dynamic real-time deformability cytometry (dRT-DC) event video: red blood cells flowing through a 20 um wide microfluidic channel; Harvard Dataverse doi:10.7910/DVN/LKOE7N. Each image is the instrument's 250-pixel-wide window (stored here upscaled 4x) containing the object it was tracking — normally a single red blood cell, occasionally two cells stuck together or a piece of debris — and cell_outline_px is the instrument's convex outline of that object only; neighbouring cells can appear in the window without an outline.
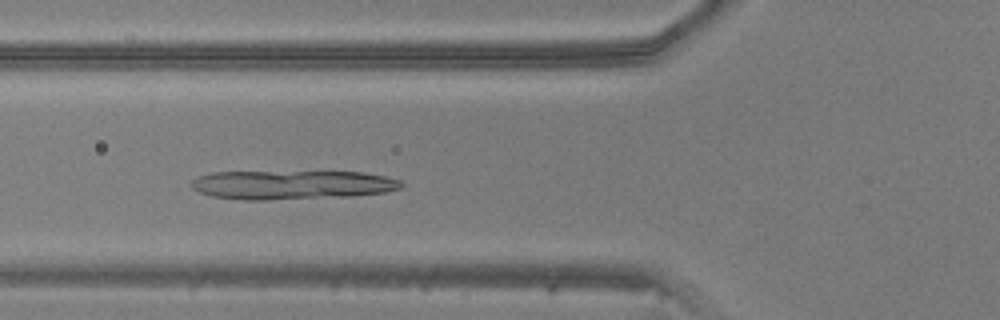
{"species": "common noctule bat (a hibernating species)", "species_latin": "Nyctalus noctula", "temperature_condition": "warm", "stored_images_in_passage": 46, "camera_frame_rate_fps": 3000, "um_per_image_px": 0.085, "animal": {"sex": "male", "body_mass_g": 20.5, "forearm_length_mm": 52.5}, "frame": {"image": 1, "passage_image": 15, "time_ms": 4.667, "image_size_px": [1000, 320], "cell_outline_px": [[404, 184], [400, 188], [384, 192], [352, 196], [264, 200], [240, 200], [212, 196], [200, 192], [192, 188], [192, 180], [200, 176], [212, 172], [364, 172], [384, 176], [400, 180]], "centroid_in_image_um": [24.82, 15.71], "position_along_channel_um": 101.0, "area_um2": 35.37}}
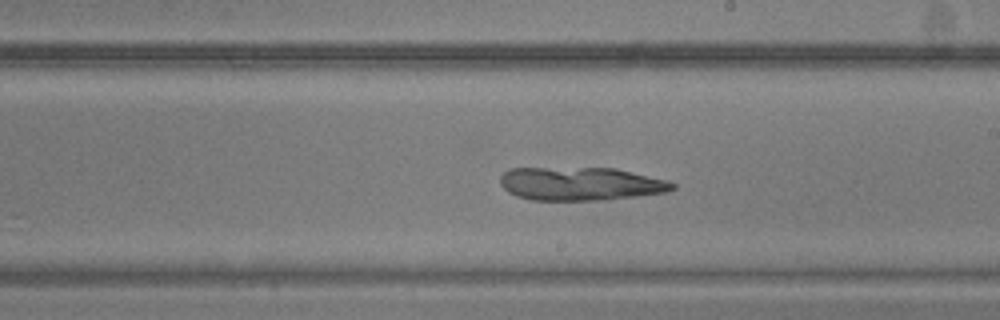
{"frame": {"image": 2, "passage_image": 25, "time_ms": 8.0, "image_size_px": [1000, 320], "cell_outline_px": [[676, 188], [668, 192], [604, 200], [532, 200], [516, 196], [508, 192], [500, 184], [500, 176], [508, 168], [616, 168], [668, 180], [676, 184]], "centroid_in_image_um": [49.36, 15.62], "position_along_channel_um": 239.6, "area_um2": 33.7}}
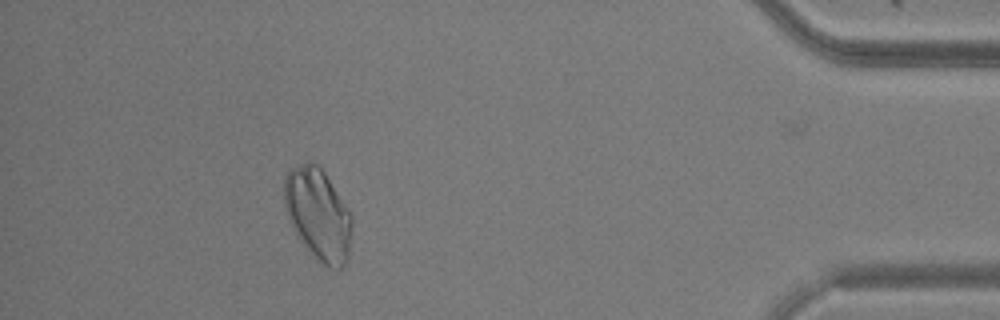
{"frame": {"image": 3, "passage_image": 41, "time_ms": 13.333, "image_size_px": [1000, 320], "cell_outline_px": [[352, 232], [348, 264], [340, 268], [328, 268], [312, 256], [296, 232], [288, 216], [284, 204], [284, 176], [288, 168], [308, 160], [312, 160], [324, 172], [352, 216]], "centroid_in_image_um": [27.05, 18.21], "position_along_channel_um": 408.2, "area_um2": 36.36}}